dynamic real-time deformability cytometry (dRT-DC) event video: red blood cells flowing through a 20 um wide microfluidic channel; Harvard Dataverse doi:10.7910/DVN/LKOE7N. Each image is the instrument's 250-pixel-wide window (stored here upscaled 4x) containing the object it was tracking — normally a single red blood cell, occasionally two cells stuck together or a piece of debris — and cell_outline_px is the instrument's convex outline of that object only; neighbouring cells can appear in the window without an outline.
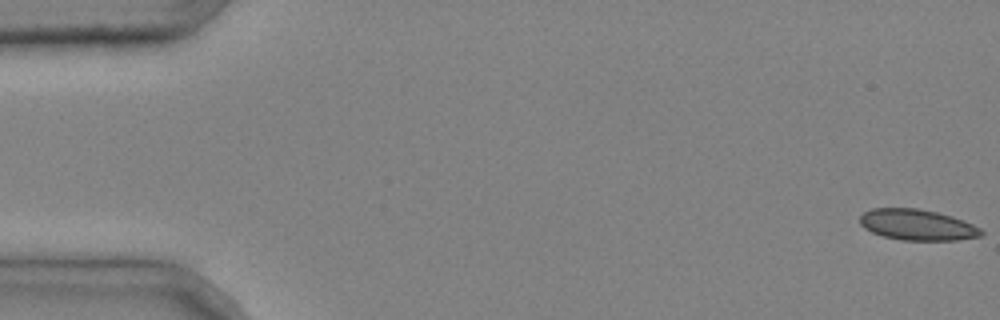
{"species": "common noctule bat (a hibernating species)", "species_latin": "Nyctalus noctula", "temperature_condition": "cold", "stored_images_in_passage": 4, "camera_frame_rate_fps": 3000, "um_per_image_px": 0.085, "animal": {"sex": "male", "body_mass_g": 20.4}, "frame": {"image": 1, "passage_image": 1, "time_ms": 0.0, "image_size_px": [1000, 320], "cell_outline_px": [[984, 232], [980, 236], [956, 240], [900, 240], [880, 236], [864, 228], [860, 224], [860, 216], [864, 212], [872, 208], [916, 208], [936, 212], [952, 216], [964, 220], [980, 228]], "centroid_in_image_um": [77.94, 19.11], "position_along_channel_um": 7.1, "area_um2": 21.91}}
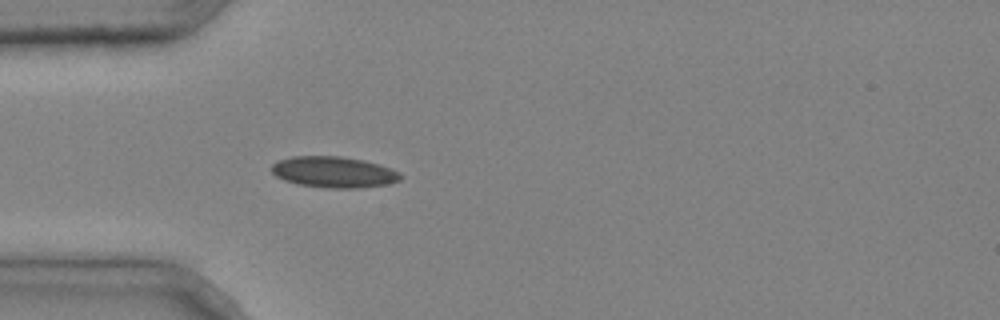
{"frame": {"image": 2, "passage_image": 4, "time_ms": 1.0, "image_size_px": [1000, 320], "cell_outline_px": [[404, 176], [400, 180], [388, 184], [356, 188], [328, 188], [296, 184], [284, 180], [276, 176], [272, 172], [272, 164], [280, 160], [292, 156], [340, 156], [364, 160], [392, 168], [400, 172]], "centroid_in_image_um": [28.4, 14.63], "position_along_channel_um": 56.6, "area_um2": 23.47}}